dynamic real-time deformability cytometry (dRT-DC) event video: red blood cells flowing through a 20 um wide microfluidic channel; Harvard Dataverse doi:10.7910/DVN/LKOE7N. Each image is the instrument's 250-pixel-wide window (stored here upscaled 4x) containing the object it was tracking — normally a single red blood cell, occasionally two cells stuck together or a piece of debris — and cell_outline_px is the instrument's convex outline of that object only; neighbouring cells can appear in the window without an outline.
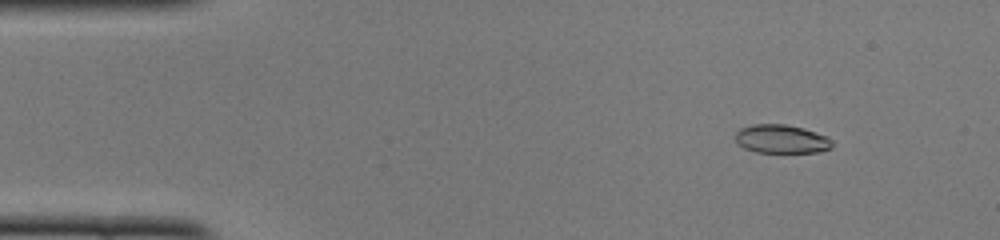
{"species": "common noctule bat (a hibernating species)", "species_latin": "Nyctalus noctula", "temperature_condition": "cold", "stored_images_in_passage": 46, "camera_frame_rate_fps": 3000, "um_per_image_px": 0.085, "animal": {"sex": "female", "body_mass_g": 22.0, "forearm_length_mm": 56.7}, "frame": {"image": 1, "passage_image": 3, "time_ms": 0.667, "image_size_px": [1000, 240], "cell_outline_px": [[832, 148], [816, 152], [756, 152], [744, 148], [736, 140], [736, 132], [740, 128], [752, 124], [784, 124], [804, 128], [824, 136], [832, 140]], "centroid_in_image_um": [66.4, 11.81], "position_along_channel_um": 18.6, "area_um2": 15.95}}
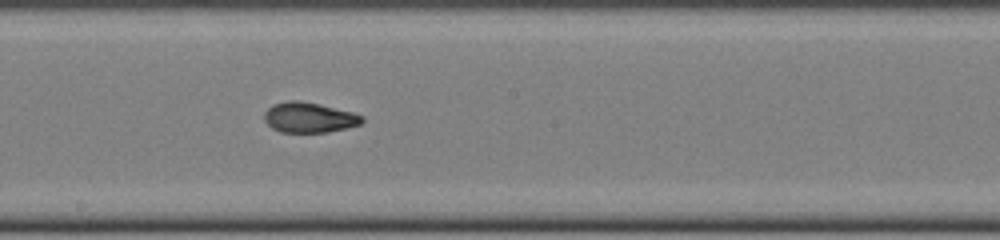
{"frame": {"image": 2, "passage_image": 24, "time_ms": 7.667, "image_size_px": [1000, 240], "cell_outline_px": [[364, 120], [360, 124], [328, 132], [280, 132], [272, 128], [264, 120], [264, 112], [272, 104], [288, 100], [296, 100], [316, 104], [352, 112], [364, 116]], "centroid_in_image_um": [26.24, 9.99], "position_along_channel_um": 222.0, "area_um2": 17.05}}
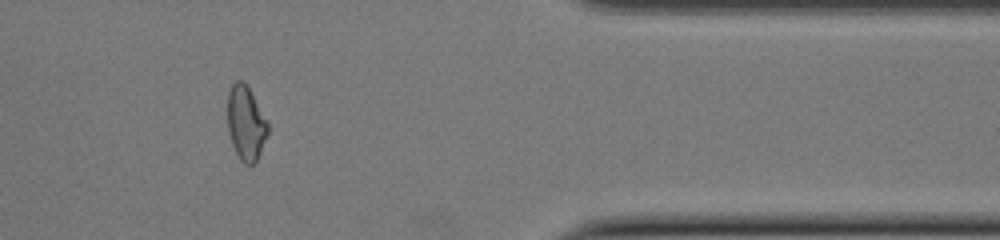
{"frame": {"image": 3, "passage_image": 38, "time_ms": 12.333, "image_size_px": [1000, 240], "cell_outline_px": [[268, 132], [256, 164], [244, 164], [240, 160], [232, 144], [228, 132], [228, 92], [232, 84], [236, 80], [244, 80], [268, 120]], "centroid_in_image_um": [20.91, 10.46], "position_along_channel_um": 390.5, "area_um2": 17.63}, "authors_computed_cell_mechanics": {"area_um2": 17.2244, "velocity_mm_per_s": 4.1171, "shape_relaxation_time_tau1_ms": null, "shape_relaxation_time_tau2_ms": 1.4022, "deformation_change_tau1": null, "deformation_change_tau2": 0.0747}}